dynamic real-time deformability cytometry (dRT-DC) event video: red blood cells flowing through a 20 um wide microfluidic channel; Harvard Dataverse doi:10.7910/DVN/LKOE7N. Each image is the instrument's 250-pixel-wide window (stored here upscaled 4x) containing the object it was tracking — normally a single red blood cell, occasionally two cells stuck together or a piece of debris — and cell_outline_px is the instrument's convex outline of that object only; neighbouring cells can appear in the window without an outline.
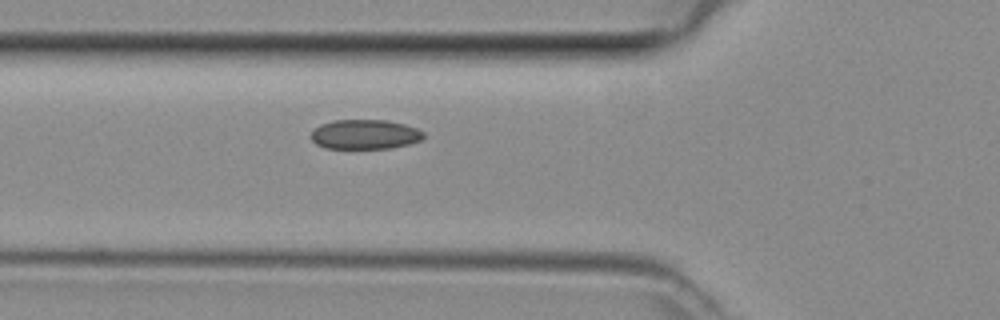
{"species": "common noctule bat (a hibernating species)", "species_latin": "Nyctalus noctula", "temperature_condition": "room temperature", "stored_images_in_passage": 2, "camera_frame_rate_fps": 3000, "um_per_image_px": 0.085, "animal": {"sex": "female", "body_mass_g": 29.2, "forearm_length_mm": 56.3}, "frame": {"image": 1, "passage_image": 2, "time_ms": 0.333, "image_size_px": [1000, 320], "cell_outline_px": [[424, 136], [420, 140], [408, 144], [392, 148], [324, 148], [316, 144], [308, 136], [320, 124], [332, 120], [388, 120], [404, 124], [416, 128], [424, 132]], "centroid_in_image_um": [30.99, 11.42], "position_along_channel_um": 94.8, "area_um2": 19.48}}